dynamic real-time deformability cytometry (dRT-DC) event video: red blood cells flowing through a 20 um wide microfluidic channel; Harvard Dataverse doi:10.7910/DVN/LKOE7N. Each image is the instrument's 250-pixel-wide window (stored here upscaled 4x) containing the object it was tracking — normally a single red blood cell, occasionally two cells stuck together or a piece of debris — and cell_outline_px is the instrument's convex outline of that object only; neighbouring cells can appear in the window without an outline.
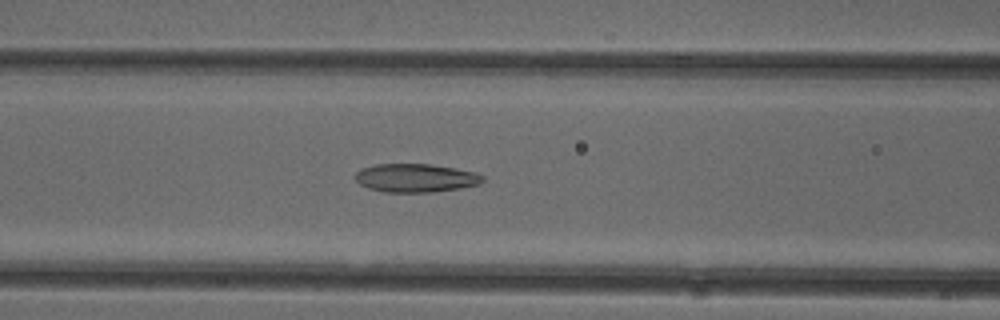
{"species": "common noctule bat (a hibernating species)", "species_latin": "Nyctalus noctula", "temperature_condition": "cold", "stored_images_in_passage": 47, "camera_frame_rate_fps": 3000, "um_per_image_px": 0.085, "animal": {"sex": "female"}, "frame": {"image": 1, "passage_image": 17, "time_ms": 5.333, "image_size_px": [1000, 320], "cell_outline_px": [[484, 180], [480, 184], [460, 188], [432, 192], [384, 192], [368, 188], [360, 184], [356, 180], [356, 172], [360, 168], [376, 164], [432, 164], [456, 168], [472, 172], [484, 176]], "centroid_in_image_um": [35.32, 15.12], "position_along_channel_um": 131.3, "area_um2": 21.15}}
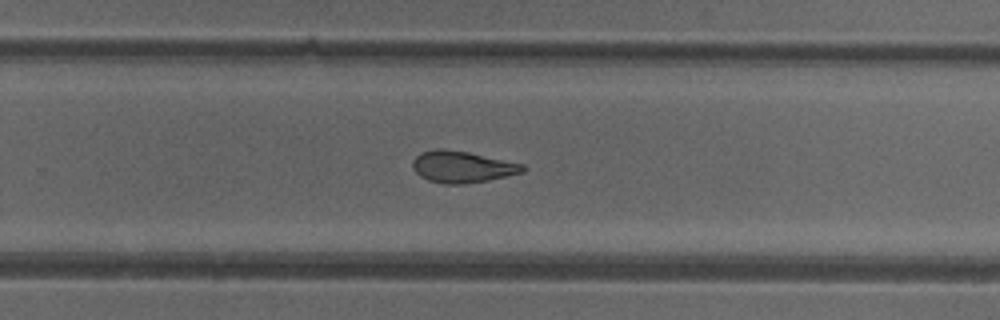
{"frame": {"image": 2, "passage_image": 29, "time_ms": 9.333, "image_size_px": [1000, 320], "cell_outline_px": [[528, 168], [524, 172], [488, 180], [460, 184], [444, 184], [428, 180], [420, 176], [412, 168], [412, 160], [420, 152], [436, 148], [440, 148], [468, 152], [524, 164]], "centroid_in_image_um": [39.27, 14.17], "position_along_channel_um": 290.5, "area_um2": 20.35}}
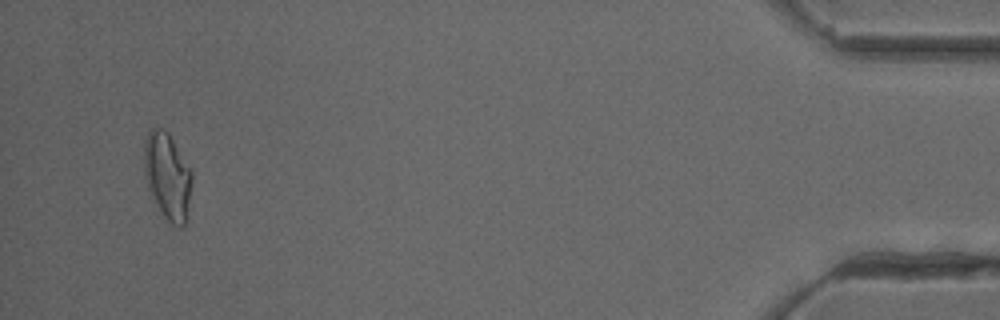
{"frame": {"image": 3, "passage_image": 45, "time_ms": 14.667, "image_size_px": [1000, 320], "cell_outline_px": [[192, 180], [184, 228], [180, 228], [172, 224], [164, 216], [152, 200], [144, 176], [144, 140], [148, 132], [152, 128], [164, 128], [168, 132], [192, 172]], "centroid_in_image_um": [14.2, 14.96], "position_along_channel_um": 421.0, "area_um2": 24.16}, "authors_computed_cell_mechanics": {"area_um2": 21.4438, "velocity_mm_per_s": 3.9857, "shape_relaxation_time_tau1_ms": 6.9501, "shape_relaxation_time_tau2_ms": 2.7933, "deformation_change_tau1": 0.1829, "deformation_change_tau2": 0.1008}}